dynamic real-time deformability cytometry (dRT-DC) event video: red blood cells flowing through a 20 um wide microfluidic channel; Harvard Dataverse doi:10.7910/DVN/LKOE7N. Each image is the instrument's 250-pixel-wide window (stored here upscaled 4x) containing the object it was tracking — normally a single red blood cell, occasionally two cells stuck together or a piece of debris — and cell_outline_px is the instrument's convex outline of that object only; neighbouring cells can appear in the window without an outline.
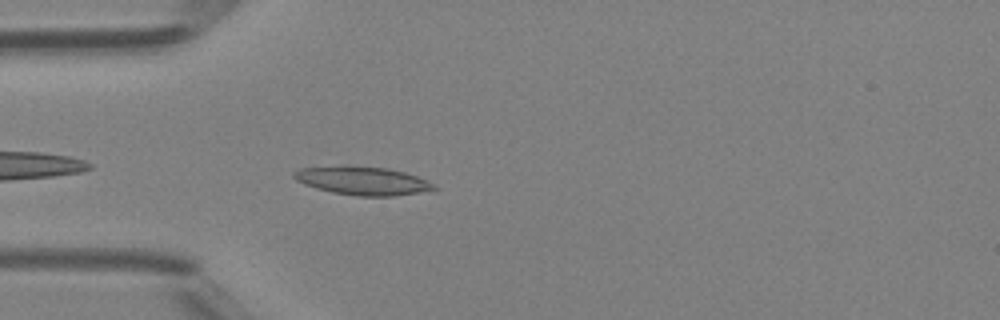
{"species": "Egyptian fruit bat (a non-hibernating species)", "species_latin": "Rousettus aegyptiacus", "temperature_condition": "room temperature", "stored_images_in_passage": 35, "camera_frame_rate_fps": 3000, "um_per_image_px": 0.085, "animal": {"sex": "female"}, "frame": {"image": 1, "passage_image": 1, "time_ms": 0.0, "image_size_px": [1000, 320], "cell_outline_px": [[440, 188], [392, 196], [356, 196], [332, 192], [316, 188], [304, 184], [296, 180], [292, 176], [292, 172], [300, 168], [344, 164], [348, 164], [388, 168], [404, 172], [416, 176]], "centroid_in_image_um": [30.72, 15.33], "position_along_channel_um": 54.3, "area_um2": 23.35}}
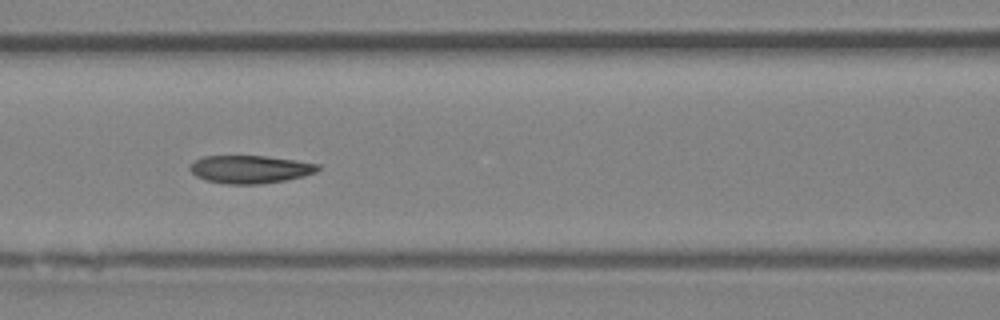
{"frame": {"image": 2, "passage_image": 8, "time_ms": 2.333, "image_size_px": [1000, 320], "cell_outline_px": [[320, 168], [316, 172], [304, 176], [284, 180], [260, 184], [224, 184], [204, 180], [196, 176], [188, 168], [200, 156], [264, 156], [296, 160], [320, 164]], "centroid_in_image_um": [21.25, 14.39], "position_along_channel_um": 145.3, "area_um2": 20.87}}
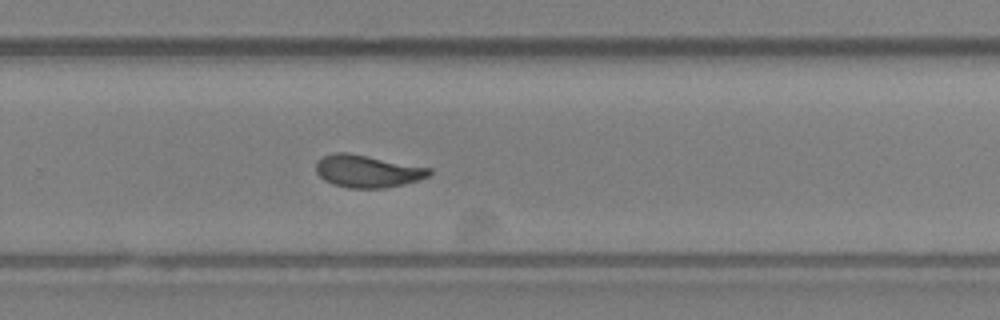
{"frame": {"image": 3, "passage_image": 19, "time_ms": 6.0, "image_size_px": [1000, 320], "cell_outline_px": [[432, 172], [428, 176], [420, 180], [404, 184], [384, 188], [348, 188], [332, 184], [324, 180], [316, 172], [316, 160], [332, 152], [348, 152], [432, 168]], "centroid_in_image_um": [31.22, 14.55], "position_along_channel_um": 298.6, "area_um2": 21.62}, "authors_computed_cell_mechanics": {"area_um2": 21.1548, "velocity_mm_per_s": 4.1975, "shape_relaxation_time_tau1_ms": 10.4607, "shape_relaxation_time_tau2_ms": 1.2802, "deformation_change_tau1": 0.271, "deformation_change_tau2": 0.0757}}